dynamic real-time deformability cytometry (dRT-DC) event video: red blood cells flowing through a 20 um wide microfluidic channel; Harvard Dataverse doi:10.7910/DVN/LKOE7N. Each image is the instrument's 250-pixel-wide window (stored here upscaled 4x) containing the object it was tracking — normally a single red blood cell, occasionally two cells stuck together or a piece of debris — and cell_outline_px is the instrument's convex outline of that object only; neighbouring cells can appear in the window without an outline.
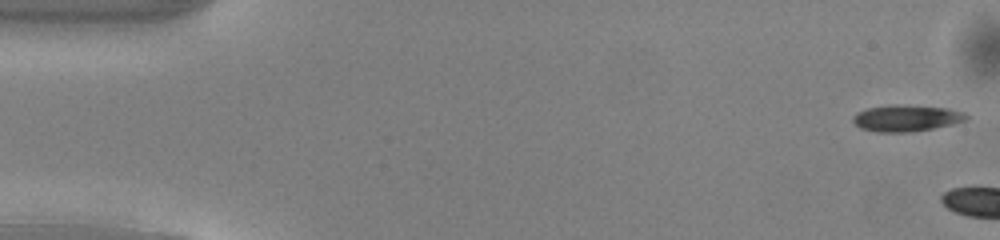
{"species": "common noctule bat (a hibernating species)", "species_latin": "Nyctalus noctula", "temperature_condition": "warm", "stored_images_in_passage": 4, "camera_frame_rate_fps": 3000, "um_per_image_px": 0.085, "animal": {"sex": "male", "body_mass_g": 13.0, "forearm_length_mm": 53.1}, "frame": {"image": 1, "passage_image": 1, "time_ms": 0.0, "image_size_px": [1000, 240], "cell_outline_px": [[968, 116], [964, 120], [952, 124], [912, 132], [876, 132], [860, 128], [852, 120], [852, 116], [856, 112], [868, 108], [892, 104], [896, 104], [948, 108], [964, 112]], "centroid_in_image_um": [76.99, 10.04], "position_along_channel_um": 8.0, "area_um2": 17.46}}